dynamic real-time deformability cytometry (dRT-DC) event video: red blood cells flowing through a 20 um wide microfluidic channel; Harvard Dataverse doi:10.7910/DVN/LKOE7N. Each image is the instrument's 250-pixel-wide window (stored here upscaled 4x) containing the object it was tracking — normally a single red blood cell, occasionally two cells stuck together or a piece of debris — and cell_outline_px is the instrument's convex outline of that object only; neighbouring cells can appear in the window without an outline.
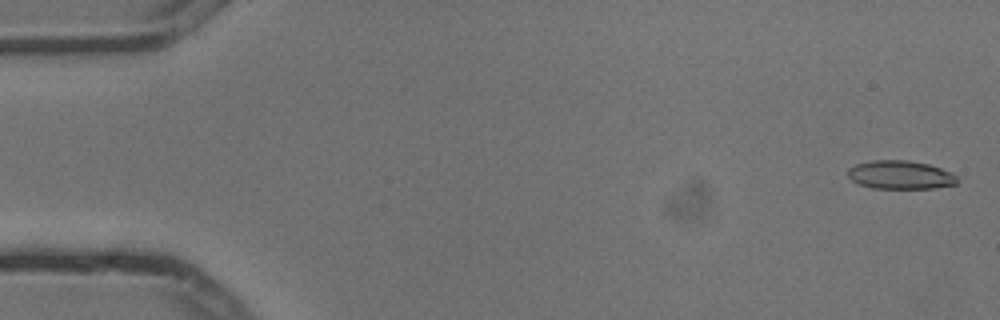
{"species": "common noctule bat (a hibernating species)", "species_latin": "Nyctalus noctula", "temperature_condition": "cold", "stored_images_in_passage": 5, "camera_frame_rate_fps": 3000, "um_per_image_px": 0.085, "animal": {"sex": "male", "body_mass_g": 13.3}, "frame": {"image": 1, "passage_image": 1, "time_ms": 0.0, "image_size_px": [1000, 320], "cell_outline_px": [[960, 180], [956, 184], [932, 188], [872, 188], [860, 184], [852, 180], [848, 176], [848, 168], [856, 164], [872, 160], [908, 160], [928, 164], [952, 172]], "centroid_in_image_um": [76.54, 14.86], "position_along_channel_um": 8.5, "area_um2": 18.15}}
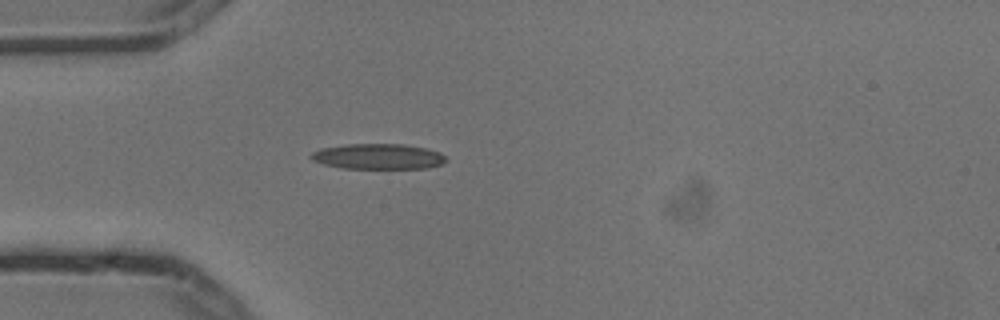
{"frame": {"image": 2, "passage_image": 5, "time_ms": 1.333, "image_size_px": [1000, 320], "cell_outline_px": [[448, 160], [440, 164], [428, 168], [340, 168], [324, 164], [312, 160], [308, 156], [312, 152], [320, 148], [348, 144], [400, 144], [428, 148], [440, 152]], "centroid_in_image_um": [32.12, 13.3], "position_along_channel_um": 52.9, "area_um2": 20.06}}